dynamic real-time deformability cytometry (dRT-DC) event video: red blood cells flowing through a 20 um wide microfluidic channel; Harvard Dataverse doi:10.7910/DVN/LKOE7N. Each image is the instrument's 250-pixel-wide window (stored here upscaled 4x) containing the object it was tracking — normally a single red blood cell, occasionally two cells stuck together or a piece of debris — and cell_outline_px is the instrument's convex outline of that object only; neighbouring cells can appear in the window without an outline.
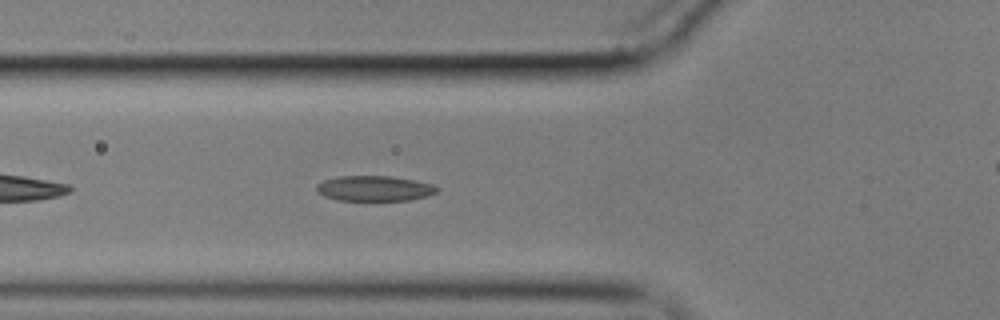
{"species": "common noctule bat (a hibernating species)", "species_latin": "Nyctalus noctula", "temperature_condition": "cold", "stored_images_in_passage": 45, "camera_frame_rate_fps": 3000, "um_per_image_px": 0.085, "animal": {"sex": "male", "body_mass_g": 17.9}, "frame": {"image": 1, "passage_image": 7, "time_ms": 2.0, "image_size_px": [1000, 320], "cell_outline_px": [[440, 188], [436, 192], [428, 196], [408, 200], [336, 200], [324, 196], [316, 192], [316, 184], [324, 180], [340, 176], [392, 176], [416, 180], [432, 184]], "centroid_in_image_um": [31.82, 16.01], "position_along_channel_um": 94.0, "area_um2": 17.86}}
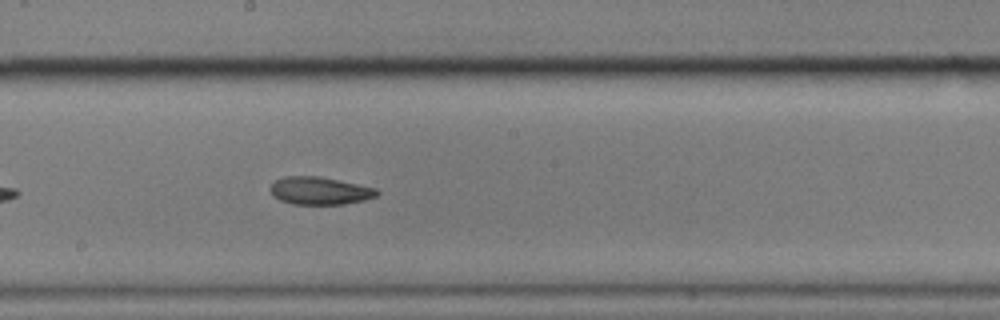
{"frame": {"image": 2, "passage_image": 18, "time_ms": 5.667, "image_size_px": [1000, 320], "cell_outline_px": [[380, 192], [376, 196], [364, 200], [344, 204], [292, 204], [280, 200], [272, 196], [268, 188], [276, 180], [284, 176], [316, 176], [376, 188]], "centroid_in_image_um": [27.13, 16.22], "position_along_channel_um": 221.1, "area_um2": 17.11}}
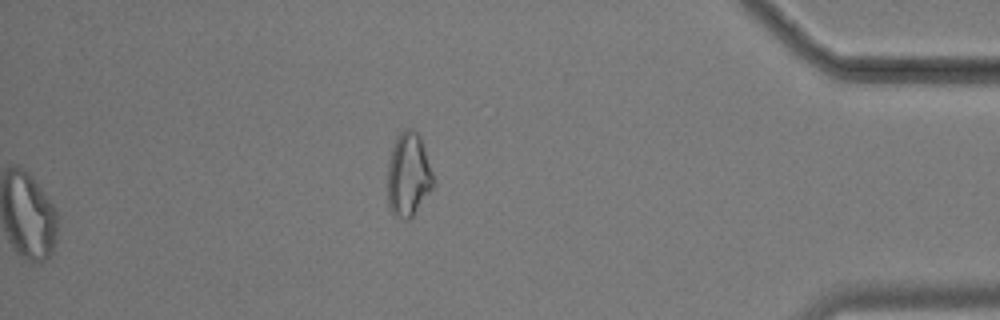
{"frame": {"image": 3, "passage_image": 45, "time_ms": 14.667, "image_size_px": [1000, 320], "cell_outline_px": [[436, 184], [412, 216], [408, 220], [404, 220], [396, 216], [392, 212], [388, 204], [388, 160], [396, 136], [404, 128], [412, 128], [420, 136]], "centroid_in_image_um": [34.71, 14.84], "position_along_channel_um": 400.5, "area_um2": 22.43}, "authors_computed_cell_mechanics": {"area_um2": 18.4382, "velocity_mm_per_s": 3.4502, "shape_relaxation_time_tau1_ms": null, "shape_relaxation_time_tau2_ms": 5.5403, "deformation_change_tau1": null, "deformation_change_tau2": 0.1099}}